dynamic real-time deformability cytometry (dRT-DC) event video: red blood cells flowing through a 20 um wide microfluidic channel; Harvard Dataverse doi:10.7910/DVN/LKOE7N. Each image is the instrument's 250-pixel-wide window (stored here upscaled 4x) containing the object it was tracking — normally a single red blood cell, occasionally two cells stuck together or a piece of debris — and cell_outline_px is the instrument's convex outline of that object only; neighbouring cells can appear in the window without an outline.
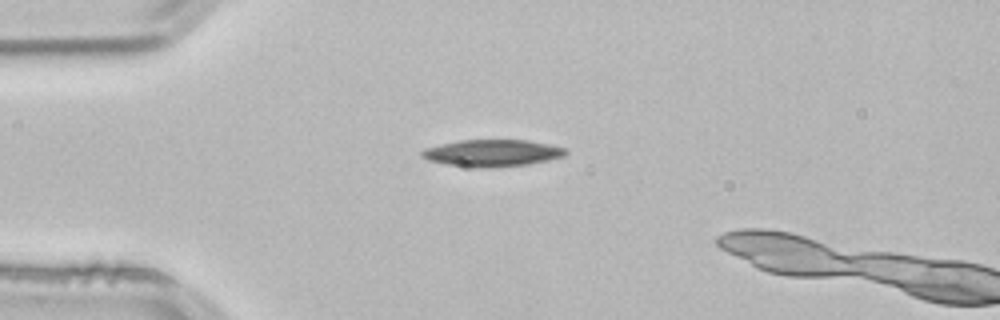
{"species": "common noctule bat (a hibernating species)", "species_latin": "Nyctalus noctula", "temperature_condition": "room temperature", "stored_images_in_passage": 4, "camera_frame_rate_fps": 3000, "um_per_image_px": 0.085, "animal": {"sex": "male", "body_mass_g": 21.5, "forearm_length_mm": 52.0}, "frame": {"image": 1, "passage_image": 1, "time_ms": 0.0, "image_size_px": [1000, 320], "cell_outline_px": [[568, 152], [564, 156], [548, 160], [528, 164], [484, 168], [448, 164], [428, 160], [420, 156], [420, 152], [424, 148], [440, 144], [460, 140], [528, 140], [548, 144], [564, 148]], "centroid_in_image_um": [41.82, 13.0], "position_along_channel_um": 43.2, "area_um2": 22.37}}